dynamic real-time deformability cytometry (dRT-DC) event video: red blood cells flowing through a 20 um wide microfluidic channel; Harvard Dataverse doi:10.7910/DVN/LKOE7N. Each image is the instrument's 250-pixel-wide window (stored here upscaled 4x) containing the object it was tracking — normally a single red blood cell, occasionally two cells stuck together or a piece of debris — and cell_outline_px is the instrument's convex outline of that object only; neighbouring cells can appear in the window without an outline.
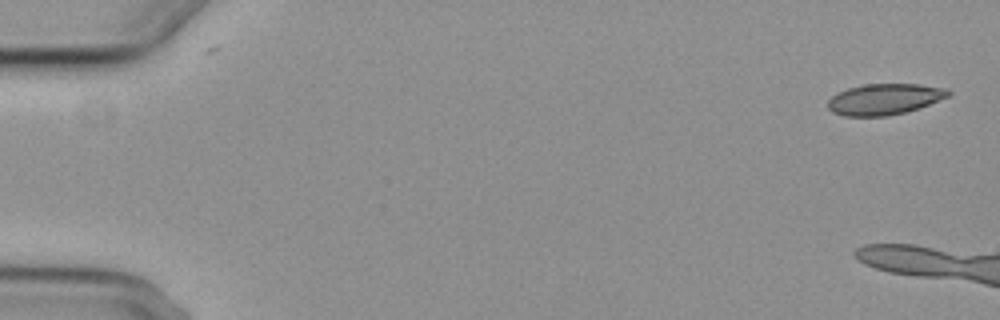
{"species": "common noctule bat (a hibernating species)", "species_latin": "Nyctalus noctula", "temperature_condition": "cold", "stored_images_in_passage": 4, "camera_frame_rate_fps": 3000, "um_per_image_px": 0.085, "animal": {"sex": "female", "body_mass_g": 29.2, "forearm_length_mm": 56.3}, "frame": {"image": 1, "passage_image": 1, "time_ms": 0.0, "image_size_px": [1000, 320], "cell_outline_px": [[952, 92], [948, 96], [928, 104], [904, 112], [888, 116], [844, 116], [832, 112], [828, 108], [828, 100], [832, 96], [848, 88], [864, 84], [920, 84], [948, 88]], "centroid_in_image_um": [75.17, 8.42], "position_along_channel_um": 9.8, "area_um2": 21.62}}